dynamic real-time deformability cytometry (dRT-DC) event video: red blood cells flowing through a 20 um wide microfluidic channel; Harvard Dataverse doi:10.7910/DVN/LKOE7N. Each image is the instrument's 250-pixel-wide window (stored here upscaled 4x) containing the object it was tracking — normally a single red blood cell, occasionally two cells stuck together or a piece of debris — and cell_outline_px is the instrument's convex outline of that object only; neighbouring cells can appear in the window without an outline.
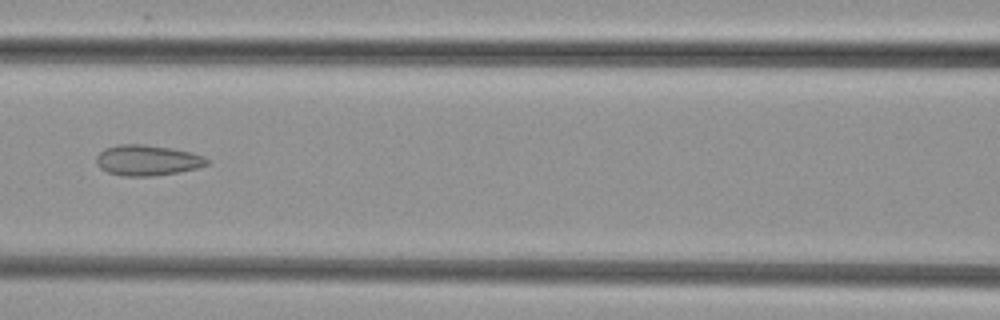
{"species": "common noctule bat (a hibernating species)", "species_latin": "Nyctalus noctula", "temperature_condition": "cold", "stored_images_in_passage": 37, "camera_frame_rate_fps": 3000, "um_per_image_px": 0.085, "animal": {"sex": "female", "body_mass_g": 29.2, "forearm_length_mm": 56.3}, "frame": {"image": 1, "passage_image": 9, "time_ms": 2.667, "image_size_px": [1000, 320], "cell_outline_px": [[208, 164], [196, 168], [176, 172], [152, 176], [124, 176], [108, 172], [100, 168], [96, 164], [96, 156], [104, 148], [120, 144], [144, 144], [172, 148], [192, 152], [204, 156], [208, 160]], "centroid_in_image_um": [12.5, 13.61], "position_along_channel_um": 154.1, "area_um2": 19.71}}
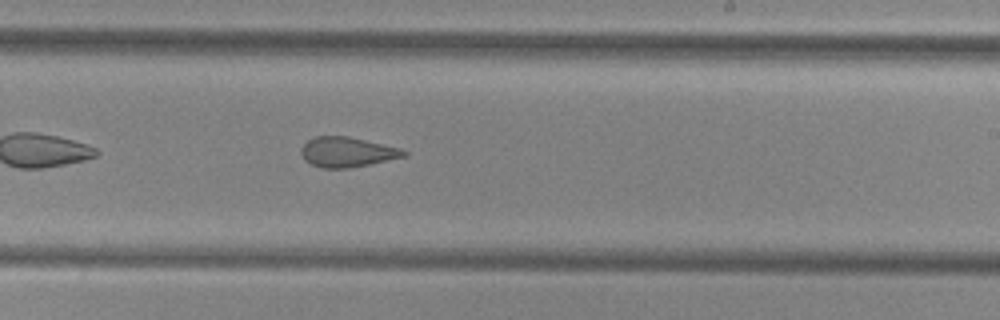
{"frame": {"image": 2, "passage_image": 17, "time_ms": 5.333, "image_size_px": [1000, 320], "cell_outline_px": [[408, 156], [348, 168], [320, 168], [304, 160], [300, 152], [300, 148], [308, 140], [316, 136], [348, 136], [400, 148], [408, 152]], "centroid_in_image_um": [29.49, 12.92], "position_along_channel_um": 259.5, "area_um2": 17.92}}
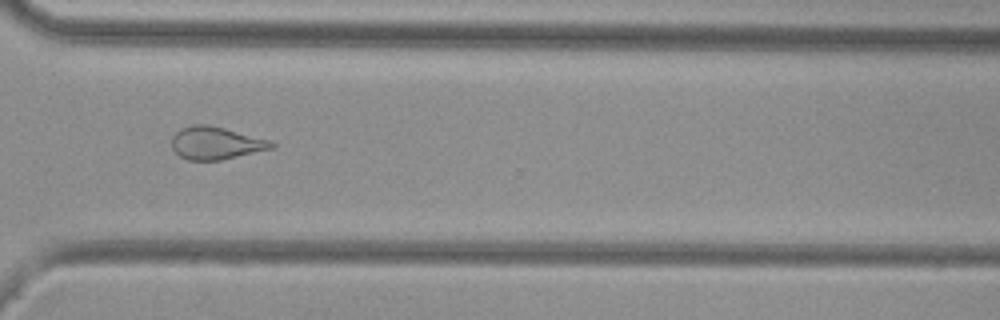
{"frame": {"image": 3, "passage_image": 24, "time_ms": 7.667, "image_size_px": [1000, 320], "cell_outline_px": [[276, 148], [220, 160], [188, 160], [180, 156], [172, 148], [172, 136], [180, 128], [192, 124], [208, 124], [272, 140], [276, 144]], "centroid_in_image_um": [18.38, 12.15], "position_along_channel_um": 352.2, "area_um2": 19.19}}